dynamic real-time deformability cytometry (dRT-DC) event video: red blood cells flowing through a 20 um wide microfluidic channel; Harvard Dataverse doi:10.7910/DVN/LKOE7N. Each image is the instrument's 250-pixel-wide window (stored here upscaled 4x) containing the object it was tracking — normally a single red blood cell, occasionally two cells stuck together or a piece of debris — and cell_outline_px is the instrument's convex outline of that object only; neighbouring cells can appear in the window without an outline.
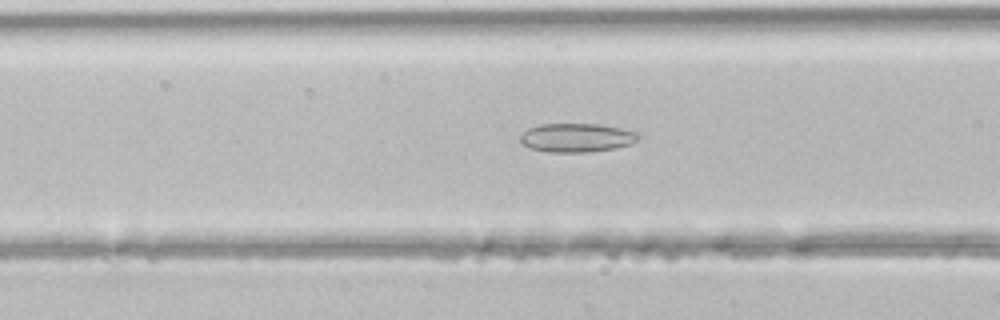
{"species": "common noctule bat (a hibernating species)", "species_latin": "Nyctalus noctula", "temperature_condition": "room temperature", "stored_images_in_passage": 41, "camera_frame_rate_fps": 3000, "um_per_image_px": 0.085, "animal": {"sex": "male", "body_mass_g": 21.5, "forearm_length_mm": 52.0}, "frame": {"image": 1, "passage_image": 13, "time_ms": 4.0, "image_size_px": [1000, 320], "cell_outline_px": [[640, 136], [632, 144], [616, 148], [588, 152], [548, 152], [532, 148], [524, 144], [520, 140], [520, 136], [528, 128], [540, 124], [600, 124], [620, 128], [636, 132]], "centroid_in_image_um": [49.03, 11.7], "position_along_channel_um": 117.6, "area_um2": 19.71}}
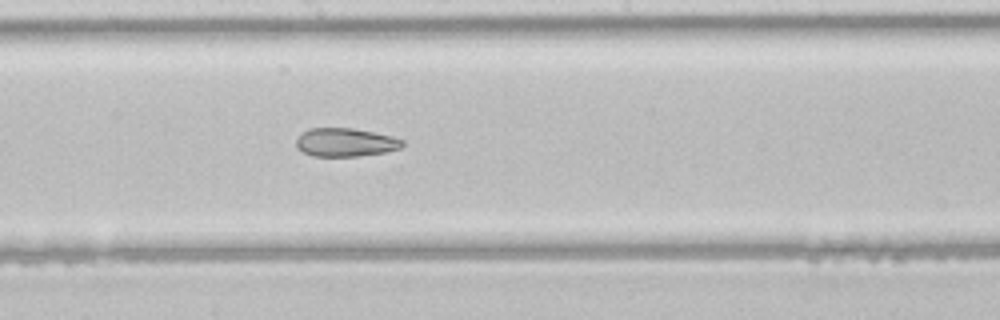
{"frame": {"image": 2, "passage_image": 20, "time_ms": 6.333, "image_size_px": [1000, 320], "cell_outline_px": [[404, 144], [400, 148], [384, 152], [360, 156], [312, 156], [296, 148], [296, 140], [308, 128], [352, 128], [392, 136], [404, 140]], "centroid_in_image_um": [29.36, 12.1], "position_along_channel_um": 218.8, "area_um2": 17.51}}
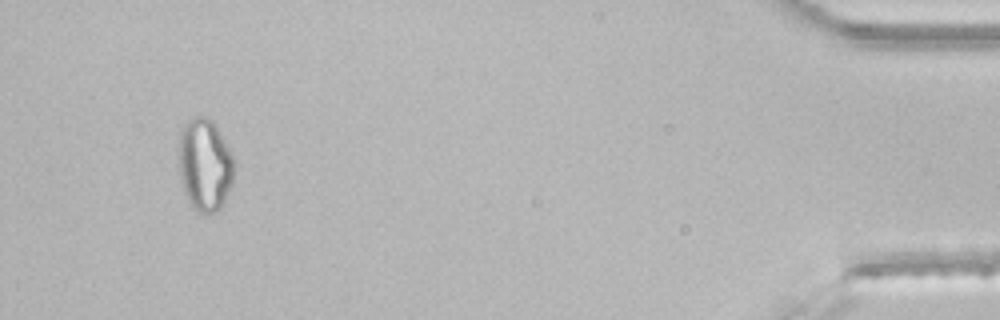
{"frame": {"image": 3, "passage_image": 39, "time_ms": 12.667, "image_size_px": [1000, 320], "cell_outline_px": [[232, 184], [220, 208], [216, 212], [196, 212], [192, 208], [184, 192], [180, 176], [176, 156], [180, 128], [192, 116], [204, 116], [212, 120], [216, 124], [232, 156]], "centroid_in_image_um": [17.34, 13.97], "position_along_channel_um": 417.9, "area_um2": 30.17}}